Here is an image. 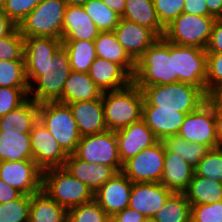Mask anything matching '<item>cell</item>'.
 I'll return each mask as SVG.
<instances>
[{
	"mask_svg": "<svg viewBox=\"0 0 222 222\" xmlns=\"http://www.w3.org/2000/svg\"><path fill=\"white\" fill-rule=\"evenodd\" d=\"M215 132L217 147H222V111L215 105Z\"/></svg>",
	"mask_w": 222,
	"mask_h": 222,
	"instance_id": "f5cc1de1",
	"label": "cell"
},
{
	"mask_svg": "<svg viewBox=\"0 0 222 222\" xmlns=\"http://www.w3.org/2000/svg\"><path fill=\"white\" fill-rule=\"evenodd\" d=\"M7 60H24V38L17 27L0 38V61Z\"/></svg>",
	"mask_w": 222,
	"mask_h": 222,
	"instance_id": "60d3db41",
	"label": "cell"
},
{
	"mask_svg": "<svg viewBox=\"0 0 222 222\" xmlns=\"http://www.w3.org/2000/svg\"><path fill=\"white\" fill-rule=\"evenodd\" d=\"M0 87L29 88L25 60L0 61Z\"/></svg>",
	"mask_w": 222,
	"mask_h": 222,
	"instance_id": "8d00e7d4",
	"label": "cell"
},
{
	"mask_svg": "<svg viewBox=\"0 0 222 222\" xmlns=\"http://www.w3.org/2000/svg\"><path fill=\"white\" fill-rule=\"evenodd\" d=\"M143 93V105L157 106L159 109H177L191 113L209 97L198 87L182 82L155 86H138Z\"/></svg>",
	"mask_w": 222,
	"mask_h": 222,
	"instance_id": "3957f363",
	"label": "cell"
},
{
	"mask_svg": "<svg viewBox=\"0 0 222 222\" xmlns=\"http://www.w3.org/2000/svg\"><path fill=\"white\" fill-rule=\"evenodd\" d=\"M183 193L191 205L213 204L222 201V183L194 174Z\"/></svg>",
	"mask_w": 222,
	"mask_h": 222,
	"instance_id": "1f68e13d",
	"label": "cell"
},
{
	"mask_svg": "<svg viewBox=\"0 0 222 222\" xmlns=\"http://www.w3.org/2000/svg\"><path fill=\"white\" fill-rule=\"evenodd\" d=\"M67 211L41 190L31 195L29 222H67Z\"/></svg>",
	"mask_w": 222,
	"mask_h": 222,
	"instance_id": "f546056e",
	"label": "cell"
},
{
	"mask_svg": "<svg viewBox=\"0 0 222 222\" xmlns=\"http://www.w3.org/2000/svg\"><path fill=\"white\" fill-rule=\"evenodd\" d=\"M153 3L161 25L166 28L183 13L185 0H153Z\"/></svg>",
	"mask_w": 222,
	"mask_h": 222,
	"instance_id": "ee69618b",
	"label": "cell"
},
{
	"mask_svg": "<svg viewBox=\"0 0 222 222\" xmlns=\"http://www.w3.org/2000/svg\"><path fill=\"white\" fill-rule=\"evenodd\" d=\"M194 167L187 163L178 154L165 150L164 148V168L161 183L176 193H183L193 179Z\"/></svg>",
	"mask_w": 222,
	"mask_h": 222,
	"instance_id": "cb8c5ba5",
	"label": "cell"
},
{
	"mask_svg": "<svg viewBox=\"0 0 222 222\" xmlns=\"http://www.w3.org/2000/svg\"><path fill=\"white\" fill-rule=\"evenodd\" d=\"M194 170L195 175L222 183V147L209 149Z\"/></svg>",
	"mask_w": 222,
	"mask_h": 222,
	"instance_id": "ab89813d",
	"label": "cell"
},
{
	"mask_svg": "<svg viewBox=\"0 0 222 222\" xmlns=\"http://www.w3.org/2000/svg\"><path fill=\"white\" fill-rule=\"evenodd\" d=\"M72 176L79 179L93 192V194L117 171L108 165L94 164L69 154L63 166Z\"/></svg>",
	"mask_w": 222,
	"mask_h": 222,
	"instance_id": "ffe728a7",
	"label": "cell"
},
{
	"mask_svg": "<svg viewBox=\"0 0 222 222\" xmlns=\"http://www.w3.org/2000/svg\"><path fill=\"white\" fill-rule=\"evenodd\" d=\"M207 53H222V18H216L211 38L206 48Z\"/></svg>",
	"mask_w": 222,
	"mask_h": 222,
	"instance_id": "7dc6e473",
	"label": "cell"
},
{
	"mask_svg": "<svg viewBox=\"0 0 222 222\" xmlns=\"http://www.w3.org/2000/svg\"><path fill=\"white\" fill-rule=\"evenodd\" d=\"M83 8L100 32L113 31L121 18L101 0H89Z\"/></svg>",
	"mask_w": 222,
	"mask_h": 222,
	"instance_id": "d590c367",
	"label": "cell"
},
{
	"mask_svg": "<svg viewBox=\"0 0 222 222\" xmlns=\"http://www.w3.org/2000/svg\"><path fill=\"white\" fill-rule=\"evenodd\" d=\"M42 0H5L3 12L18 26Z\"/></svg>",
	"mask_w": 222,
	"mask_h": 222,
	"instance_id": "f6af8a7d",
	"label": "cell"
},
{
	"mask_svg": "<svg viewBox=\"0 0 222 222\" xmlns=\"http://www.w3.org/2000/svg\"><path fill=\"white\" fill-rule=\"evenodd\" d=\"M132 82L136 86L174 83L173 43L160 37L137 60Z\"/></svg>",
	"mask_w": 222,
	"mask_h": 222,
	"instance_id": "7a4b0ae2",
	"label": "cell"
},
{
	"mask_svg": "<svg viewBox=\"0 0 222 222\" xmlns=\"http://www.w3.org/2000/svg\"><path fill=\"white\" fill-rule=\"evenodd\" d=\"M29 99V88L0 87V117L16 110Z\"/></svg>",
	"mask_w": 222,
	"mask_h": 222,
	"instance_id": "b9f144b4",
	"label": "cell"
},
{
	"mask_svg": "<svg viewBox=\"0 0 222 222\" xmlns=\"http://www.w3.org/2000/svg\"><path fill=\"white\" fill-rule=\"evenodd\" d=\"M62 40L52 37H28L24 39L25 67L46 66L53 62Z\"/></svg>",
	"mask_w": 222,
	"mask_h": 222,
	"instance_id": "4316f807",
	"label": "cell"
},
{
	"mask_svg": "<svg viewBox=\"0 0 222 222\" xmlns=\"http://www.w3.org/2000/svg\"><path fill=\"white\" fill-rule=\"evenodd\" d=\"M174 83L200 88L206 94L207 52L192 46L173 44Z\"/></svg>",
	"mask_w": 222,
	"mask_h": 222,
	"instance_id": "30bf717a",
	"label": "cell"
},
{
	"mask_svg": "<svg viewBox=\"0 0 222 222\" xmlns=\"http://www.w3.org/2000/svg\"><path fill=\"white\" fill-rule=\"evenodd\" d=\"M115 134L122 164L135 157L141 150L151 147L159 141L142 118L121 130L115 131Z\"/></svg>",
	"mask_w": 222,
	"mask_h": 222,
	"instance_id": "e0dca14e",
	"label": "cell"
},
{
	"mask_svg": "<svg viewBox=\"0 0 222 222\" xmlns=\"http://www.w3.org/2000/svg\"><path fill=\"white\" fill-rule=\"evenodd\" d=\"M209 13L215 18H222V0H205Z\"/></svg>",
	"mask_w": 222,
	"mask_h": 222,
	"instance_id": "11a10c76",
	"label": "cell"
},
{
	"mask_svg": "<svg viewBox=\"0 0 222 222\" xmlns=\"http://www.w3.org/2000/svg\"><path fill=\"white\" fill-rule=\"evenodd\" d=\"M214 16L181 13L165 28L164 38L173 44L205 49L211 38Z\"/></svg>",
	"mask_w": 222,
	"mask_h": 222,
	"instance_id": "ba28073f",
	"label": "cell"
},
{
	"mask_svg": "<svg viewBox=\"0 0 222 222\" xmlns=\"http://www.w3.org/2000/svg\"><path fill=\"white\" fill-rule=\"evenodd\" d=\"M42 190L67 210L91 201L93 192L64 167L42 171Z\"/></svg>",
	"mask_w": 222,
	"mask_h": 222,
	"instance_id": "5b68a950",
	"label": "cell"
},
{
	"mask_svg": "<svg viewBox=\"0 0 222 222\" xmlns=\"http://www.w3.org/2000/svg\"><path fill=\"white\" fill-rule=\"evenodd\" d=\"M153 218L156 222H191V204L184 193L173 192Z\"/></svg>",
	"mask_w": 222,
	"mask_h": 222,
	"instance_id": "836d02e7",
	"label": "cell"
},
{
	"mask_svg": "<svg viewBox=\"0 0 222 222\" xmlns=\"http://www.w3.org/2000/svg\"><path fill=\"white\" fill-rule=\"evenodd\" d=\"M66 3L64 0H42L17 26L23 38L52 37L62 40Z\"/></svg>",
	"mask_w": 222,
	"mask_h": 222,
	"instance_id": "52a82bcc",
	"label": "cell"
},
{
	"mask_svg": "<svg viewBox=\"0 0 222 222\" xmlns=\"http://www.w3.org/2000/svg\"><path fill=\"white\" fill-rule=\"evenodd\" d=\"M105 3L111 10H113L118 16L122 17L126 0H101Z\"/></svg>",
	"mask_w": 222,
	"mask_h": 222,
	"instance_id": "db71d44e",
	"label": "cell"
},
{
	"mask_svg": "<svg viewBox=\"0 0 222 222\" xmlns=\"http://www.w3.org/2000/svg\"><path fill=\"white\" fill-rule=\"evenodd\" d=\"M146 216L127 207L110 218V222H143Z\"/></svg>",
	"mask_w": 222,
	"mask_h": 222,
	"instance_id": "c3c4849f",
	"label": "cell"
},
{
	"mask_svg": "<svg viewBox=\"0 0 222 222\" xmlns=\"http://www.w3.org/2000/svg\"><path fill=\"white\" fill-rule=\"evenodd\" d=\"M123 19L132 21L153 30L159 37H163L165 28L157 16L153 0H126Z\"/></svg>",
	"mask_w": 222,
	"mask_h": 222,
	"instance_id": "83f0119b",
	"label": "cell"
},
{
	"mask_svg": "<svg viewBox=\"0 0 222 222\" xmlns=\"http://www.w3.org/2000/svg\"><path fill=\"white\" fill-rule=\"evenodd\" d=\"M184 140L217 148L215 132V103L208 98L196 110L186 114L177 134Z\"/></svg>",
	"mask_w": 222,
	"mask_h": 222,
	"instance_id": "8fae6325",
	"label": "cell"
},
{
	"mask_svg": "<svg viewBox=\"0 0 222 222\" xmlns=\"http://www.w3.org/2000/svg\"><path fill=\"white\" fill-rule=\"evenodd\" d=\"M183 13L199 16H212L205 0H185Z\"/></svg>",
	"mask_w": 222,
	"mask_h": 222,
	"instance_id": "681fc988",
	"label": "cell"
},
{
	"mask_svg": "<svg viewBox=\"0 0 222 222\" xmlns=\"http://www.w3.org/2000/svg\"><path fill=\"white\" fill-rule=\"evenodd\" d=\"M22 193L0 179V204L17 199Z\"/></svg>",
	"mask_w": 222,
	"mask_h": 222,
	"instance_id": "f907efd6",
	"label": "cell"
},
{
	"mask_svg": "<svg viewBox=\"0 0 222 222\" xmlns=\"http://www.w3.org/2000/svg\"><path fill=\"white\" fill-rule=\"evenodd\" d=\"M70 62L71 71L88 73L97 58L94 41L62 40Z\"/></svg>",
	"mask_w": 222,
	"mask_h": 222,
	"instance_id": "d6a6232c",
	"label": "cell"
},
{
	"mask_svg": "<svg viewBox=\"0 0 222 222\" xmlns=\"http://www.w3.org/2000/svg\"><path fill=\"white\" fill-rule=\"evenodd\" d=\"M67 222H110V217L93 198L67 211Z\"/></svg>",
	"mask_w": 222,
	"mask_h": 222,
	"instance_id": "74e56055",
	"label": "cell"
},
{
	"mask_svg": "<svg viewBox=\"0 0 222 222\" xmlns=\"http://www.w3.org/2000/svg\"><path fill=\"white\" fill-rule=\"evenodd\" d=\"M31 196L21 194L17 199L0 204V222H29Z\"/></svg>",
	"mask_w": 222,
	"mask_h": 222,
	"instance_id": "f35d334b",
	"label": "cell"
},
{
	"mask_svg": "<svg viewBox=\"0 0 222 222\" xmlns=\"http://www.w3.org/2000/svg\"><path fill=\"white\" fill-rule=\"evenodd\" d=\"M172 193L161 182L133 183L128 207L153 217Z\"/></svg>",
	"mask_w": 222,
	"mask_h": 222,
	"instance_id": "ac0fdd59",
	"label": "cell"
},
{
	"mask_svg": "<svg viewBox=\"0 0 222 222\" xmlns=\"http://www.w3.org/2000/svg\"><path fill=\"white\" fill-rule=\"evenodd\" d=\"M191 222H222V201L191 205Z\"/></svg>",
	"mask_w": 222,
	"mask_h": 222,
	"instance_id": "bcb514c9",
	"label": "cell"
},
{
	"mask_svg": "<svg viewBox=\"0 0 222 222\" xmlns=\"http://www.w3.org/2000/svg\"><path fill=\"white\" fill-rule=\"evenodd\" d=\"M29 134L33 160L42 171L64 166L68 154L39 119Z\"/></svg>",
	"mask_w": 222,
	"mask_h": 222,
	"instance_id": "4fadbf2b",
	"label": "cell"
},
{
	"mask_svg": "<svg viewBox=\"0 0 222 222\" xmlns=\"http://www.w3.org/2000/svg\"><path fill=\"white\" fill-rule=\"evenodd\" d=\"M162 143L165 150L178 154L193 167H195L209 151L208 147L189 142L178 135L166 137L162 140Z\"/></svg>",
	"mask_w": 222,
	"mask_h": 222,
	"instance_id": "e575fe53",
	"label": "cell"
},
{
	"mask_svg": "<svg viewBox=\"0 0 222 222\" xmlns=\"http://www.w3.org/2000/svg\"><path fill=\"white\" fill-rule=\"evenodd\" d=\"M163 168L164 145L158 141L127 160L121 172L132 183L161 182Z\"/></svg>",
	"mask_w": 222,
	"mask_h": 222,
	"instance_id": "7c38bea8",
	"label": "cell"
},
{
	"mask_svg": "<svg viewBox=\"0 0 222 222\" xmlns=\"http://www.w3.org/2000/svg\"><path fill=\"white\" fill-rule=\"evenodd\" d=\"M103 92L88 73L71 71L64 84L61 103L70 104L102 97Z\"/></svg>",
	"mask_w": 222,
	"mask_h": 222,
	"instance_id": "d4e9b609",
	"label": "cell"
},
{
	"mask_svg": "<svg viewBox=\"0 0 222 222\" xmlns=\"http://www.w3.org/2000/svg\"><path fill=\"white\" fill-rule=\"evenodd\" d=\"M94 45L97 57L121 65L133 77L136 62L120 45L113 31L100 32L94 40Z\"/></svg>",
	"mask_w": 222,
	"mask_h": 222,
	"instance_id": "484cf974",
	"label": "cell"
},
{
	"mask_svg": "<svg viewBox=\"0 0 222 222\" xmlns=\"http://www.w3.org/2000/svg\"><path fill=\"white\" fill-rule=\"evenodd\" d=\"M4 1L5 0H0V11H3Z\"/></svg>",
	"mask_w": 222,
	"mask_h": 222,
	"instance_id": "91938a15",
	"label": "cell"
},
{
	"mask_svg": "<svg viewBox=\"0 0 222 222\" xmlns=\"http://www.w3.org/2000/svg\"><path fill=\"white\" fill-rule=\"evenodd\" d=\"M100 30L87 15L83 6H66L62 26V40L94 41Z\"/></svg>",
	"mask_w": 222,
	"mask_h": 222,
	"instance_id": "603a6c76",
	"label": "cell"
},
{
	"mask_svg": "<svg viewBox=\"0 0 222 222\" xmlns=\"http://www.w3.org/2000/svg\"><path fill=\"white\" fill-rule=\"evenodd\" d=\"M0 179L25 195L42 190V170L33 159L0 161Z\"/></svg>",
	"mask_w": 222,
	"mask_h": 222,
	"instance_id": "5bb4252c",
	"label": "cell"
},
{
	"mask_svg": "<svg viewBox=\"0 0 222 222\" xmlns=\"http://www.w3.org/2000/svg\"><path fill=\"white\" fill-rule=\"evenodd\" d=\"M66 6H83L89 0H64Z\"/></svg>",
	"mask_w": 222,
	"mask_h": 222,
	"instance_id": "6f0895ef",
	"label": "cell"
},
{
	"mask_svg": "<svg viewBox=\"0 0 222 222\" xmlns=\"http://www.w3.org/2000/svg\"><path fill=\"white\" fill-rule=\"evenodd\" d=\"M209 98L222 111V88H220L216 92H214Z\"/></svg>",
	"mask_w": 222,
	"mask_h": 222,
	"instance_id": "9f6ffc18",
	"label": "cell"
},
{
	"mask_svg": "<svg viewBox=\"0 0 222 222\" xmlns=\"http://www.w3.org/2000/svg\"><path fill=\"white\" fill-rule=\"evenodd\" d=\"M29 98L41 104L61 101L64 84L71 72L69 56L62 45L46 66L25 67Z\"/></svg>",
	"mask_w": 222,
	"mask_h": 222,
	"instance_id": "6da1fadb",
	"label": "cell"
},
{
	"mask_svg": "<svg viewBox=\"0 0 222 222\" xmlns=\"http://www.w3.org/2000/svg\"><path fill=\"white\" fill-rule=\"evenodd\" d=\"M222 88V53H207L206 95Z\"/></svg>",
	"mask_w": 222,
	"mask_h": 222,
	"instance_id": "7bdbcfd3",
	"label": "cell"
},
{
	"mask_svg": "<svg viewBox=\"0 0 222 222\" xmlns=\"http://www.w3.org/2000/svg\"><path fill=\"white\" fill-rule=\"evenodd\" d=\"M68 105L77 123L81 137L108 130L104 118L102 97Z\"/></svg>",
	"mask_w": 222,
	"mask_h": 222,
	"instance_id": "7402d4cb",
	"label": "cell"
},
{
	"mask_svg": "<svg viewBox=\"0 0 222 222\" xmlns=\"http://www.w3.org/2000/svg\"><path fill=\"white\" fill-rule=\"evenodd\" d=\"M33 159L30 134L0 131V161Z\"/></svg>",
	"mask_w": 222,
	"mask_h": 222,
	"instance_id": "f1b7e54d",
	"label": "cell"
},
{
	"mask_svg": "<svg viewBox=\"0 0 222 222\" xmlns=\"http://www.w3.org/2000/svg\"><path fill=\"white\" fill-rule=\"evenodd\" d=\"M132 186L122 172H117L94 193V199L111 218L128 207Z\"/></svg>",
	"mask_w": 222,
	"mask_h": 222,
	"instance_id": "9a60e30c",
	"label": "cell"
},
{
	"mask_svg": "<svg viewBox=\"0 0 222 222\" xmlns=\"http://www.w3.org/2000/svg\"><path fill=\"white\" fill-rule=\"evenodd\" d=\"M73 154L89 163L112 166L117 172H121L123 168L117 136L112 130L82 136Z\"/></svg>",
	"mask_w": 222,
	"mask_h": 222,
	"instance_id": "9c48e42d",
	"label": "cell"
},
{
	"mask_svg": "<svg viewBox=\"0 0 222 222\" xmlns=\"http://www.w3.org/2000/svg\"><path fill=\"white\" fill-rule=\"evenodd\" d=\"M143 222H156L153 217H146Z\"/></svg>",
	"mask_w": 222,
	"mask_h": 222,
	"instance_id": "680465c9",
	"label": "cell"
},
{
	"mask_svg": "<svg viewBox=\"0 0 222 222\" xmlns=\"http://www.w3.org/2000/svg\"><path fill=\"white\" fill-rule=\"evenodd\" d=\"M39 103L28 99L16 110L0 117V131H17L30 133L32 126L38 120Z\"/></svg>",
	"mask_w": 222,
	"mask_h": 222,
	"instance_id": "4dcf8cb0",
	"label": "cell"
},
{
	"mask_svg": "<svg viewBox=\"0 0 222 222\" xmlns=\"http://www.w3.org/2000/svg\"><path fill=\"white\" fill-rule=\"evenodd\" d=\"M88 74L102 92L119 90L132 83V76L121 65L99 57L90 66Z\"/></svg>",
	"mask_w": 222,
	"mask_h": 222,
	"instance_id": "44dd1931",
	"label": "cell"
},
{
	"mask_svg": "<svg viewBox=\"0 0 222 222\" xmlns=\"http://www.w3.org/2000/svg\"><path fill=\"white\" fill-rule=\"evenodd\" d=\"M113 32L135 62L160 38L153 30L123 18Z\"/></svg>",
	"mask_w": 222,
	"mask_h": 222,
	"instance_id": "2e32d148",
	"label": "cell"
},
{
	"mask_svg": "<svg viewBox=\"0 0 222 222\" xmlns=\"http://www.w3.org/2000/svg\"><path fill=\"white\" fill-rule=\"evenodd\" d=\"M142 90L133 82L125 88L102 94L105 123L108 130L118 131L142 118Z\"/></svg>",
	"mask_w": 222,
	"mask_h": 222,
	"instance_id": "277c9868",
	"label": "cell"
},
{
	"mask_svg": "<svg viewBox=\"0 0 222 222\" xmlns=\"http://www.w3.org/2000/svg\"><path fill=\"white\" fill-rule=\"evenodd\" d=\"M38 119L68 155L75 152L81 135L68 104L59 101L41 103Z\"/></svg>",
	"mask_w": 222,
	"mask_h": 222,
	"instance_id": "8992f818",
	"label": "cell"
},
{
	"mask_svg": "<svg viewBox=\"0 0 222 222\" xmlns=\"http://www.w3.org/2000/svg\"><path fill=\"white\" fill-rule=\"evenodd\" d=\"M185 116V113L178 112L177 109H159L157 106L142 105V119L159 141L177 135Z\"/></svg>",
	"mask_w": 222,
	"mask_h": 222,
	"instance_id": "d6986e66",
	"label": "cell"
},
{
	"mask_svg": "<svg viewBox=\"0 0 222 222\" xmlns=\"http://www.w3.org/2000/svg\"><path fill=\"white\" fill-rule=\"evenodd\" d=\"M16 27L12 20L3 11H0V38L9 35Z\"/></svg>",
	"mask_w": 222,
	"mask_h": 222,
	"instance_id": "816d5d0a",
	"label": "cell"
}]
</instances>
